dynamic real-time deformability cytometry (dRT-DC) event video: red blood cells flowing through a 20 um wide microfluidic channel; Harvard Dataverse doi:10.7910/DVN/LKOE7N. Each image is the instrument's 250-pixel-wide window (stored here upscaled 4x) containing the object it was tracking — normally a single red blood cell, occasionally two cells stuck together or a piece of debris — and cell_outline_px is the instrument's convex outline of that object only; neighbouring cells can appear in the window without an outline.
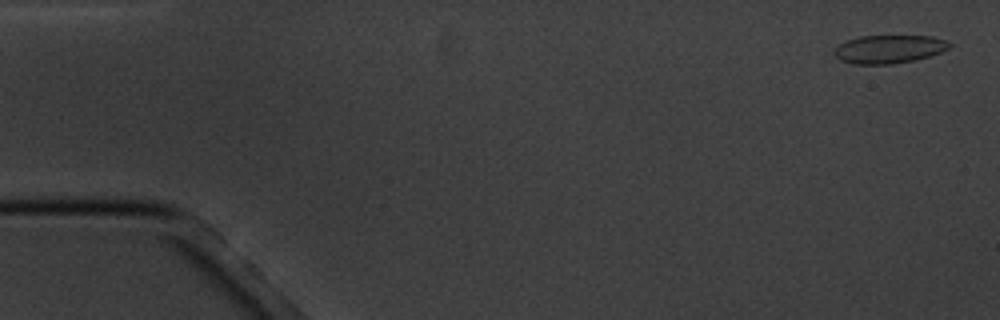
{"species": "common noctule bat (a hibernating species)", "species_latin": "Nyctalus noctula", "temperature_condition": "cold", "stored_images_in_passage": 5, "camera_frame_rate_fps": 3000, "um_per_image_px": 0.085, "animal": {"sex": "male", "body_mass_g": 20.1, "forearm_length_mm": 53.5}, "frame": {"image": 1, "passage_image": 1, "time_ms": 0.0, "image_size_px": [1000, 320], "cell_outline_px": [[952, 44], [948, 48], [940, 52], [916, 60], [892, 64], [852, 64], [840, 60], [832, 52], [844, 40], [860, 36], [932, 36], [944, 40]], "centroid_in_image_um": [75.52, 4.18], "position_along_channel_um": 9.5, "area_um2": 18.96}}
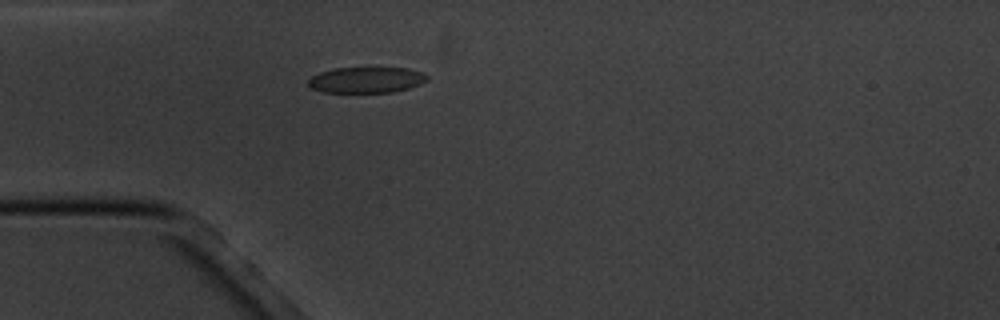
{"frame": {"image": 2, "passage_image": 5, "time_ms": 4.667, "image_size_px": [1000, 320], "cell_outline_px": [[428, 80], [420, 84], [408, 88], [392, 92], [324, 92], [312, 88], [308, 84], [308, 80], [312, 76], [320, 72], [336, 68], [408, 68], [420, 72], [428, 76]], "centroid_in_image_um": [31.14, 6.79], "position_along_channel_um": 53.9, "area_um2": 17.74}}